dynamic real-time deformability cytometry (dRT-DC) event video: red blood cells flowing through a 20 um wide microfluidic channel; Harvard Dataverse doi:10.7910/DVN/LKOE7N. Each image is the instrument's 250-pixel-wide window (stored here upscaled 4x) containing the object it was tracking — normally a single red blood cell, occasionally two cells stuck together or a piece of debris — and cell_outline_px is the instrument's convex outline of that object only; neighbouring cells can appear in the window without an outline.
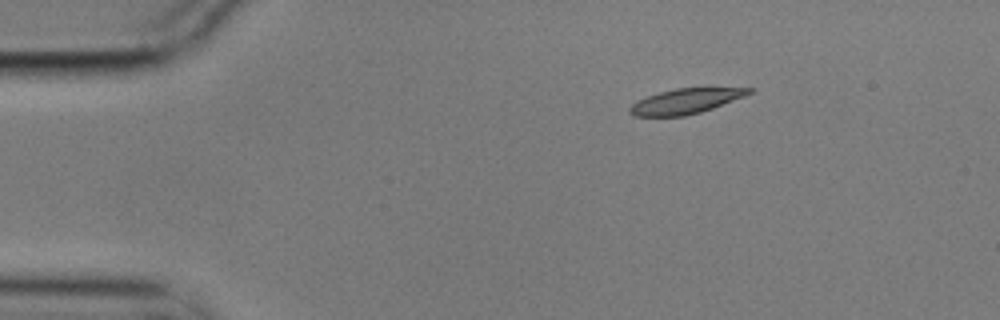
{"species": "common noctule bat (a hibernating species)", "species_latin": "Nyctalus noctula", "temperature_condition": "cold", "stored_images_in_passage": 6, "camera_frame_rate_fps": 3000, "um_per_image_px": 0.085, "animal": {"sex": "male", "body_mass_g": 17.9}, "frame": {"image": 1, "passage_image": 3, "time_ms": 0.667, "image_size_px": [1000, 320], "cell_outline_px": [[756, 88], [752, 92], [744, 96], [712, 108], [700, 112], [684, 116], [632, 116], [628, 112], [628, 108], [636, 100], [660, 92], [676, 88]], "centroid_in_image_um": [58.23, 8.6], "position_along_channel_um": 26.8, "area_um2": 17.28}}